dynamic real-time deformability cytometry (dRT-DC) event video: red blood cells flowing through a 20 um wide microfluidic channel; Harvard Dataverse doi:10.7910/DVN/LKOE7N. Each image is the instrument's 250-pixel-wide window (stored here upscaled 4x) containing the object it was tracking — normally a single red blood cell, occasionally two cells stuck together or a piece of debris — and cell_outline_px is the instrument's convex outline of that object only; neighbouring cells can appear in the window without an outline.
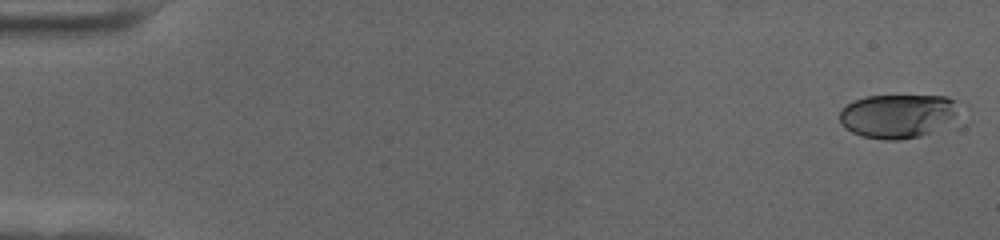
{"species": "human", "species_latin": "Homo sapiens", "temperature_condition": "cold", "stored_images_in_passage": 59, "camera_frame_rate_fps": 3000, "um_per_image_px": 0.085, "donor": {"sex": "female"}, "frame": {"image": 1, "passage_image": 1, "time_ms": 0.0, "image_size_px": [1000, 240], "cell_outline_px": [[960, 108], [952, 116], [932, 132], [920, 136], [900, 140], [884, 140], [860, 136], [844, 128], [840, 124], [840, 112], [852, 100], [868, 96], [948, 96], [960, 104]], "centroid_in_image_um": [76.24, 9.85], "position_along_channel_um": 8.8, "area_um2": 30.29}}
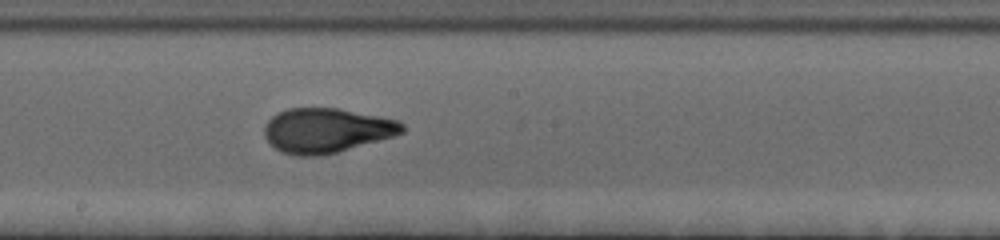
{"frame": {"image": 2, "passage_image": 33, "time_ms": 10.667, "image_size_px": [1000, 240], "cell_outline_px": [[404, 132], [392, 136], [324, 156], [296, 156], [280, 152], [264, 136], [264, 124], [276, 112], [288, 108], [340, 108], [400, 120], [404, 124]], "centroid_in_image_um": [27.74, 11.08], "position_along_channel_um": 220.5, "area_um2": 36.07}}
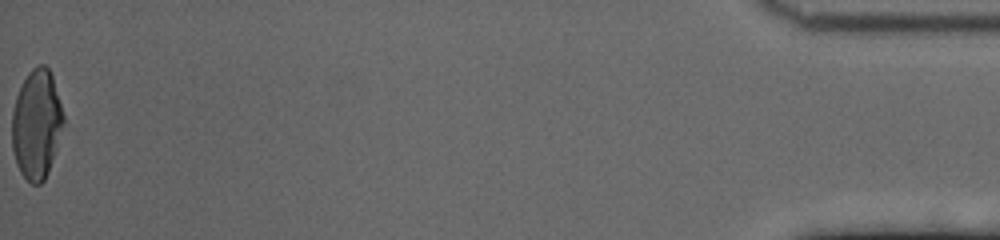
{"frame": {"image": 3, "passage_image": 59, "time_ms": 19.333, "image_size_px": [1000, 240], "cell_outline_px": [[64, 124], [48, 172], [44, 180], [40, 184], [32, 184], [20, 172], [16, 164], [12, 148], [12, 112], [16, 96], [28, 72], [36, 64], [44, 64], [48, 68], [52, 76], [64, 116]], "centroid_in_image_um": [3.1, 10.56], "position_along_channel_um": 432.1, "area_um2": 32.66}, "authors_computed_cell_mechanics": {"area_um2": 34.2176, "velocity_mm_per_s": 3.4963, "shape_relaxation_time_tau1_ms": 4.5766, "shape_relaxation_time_tau2_ms": 0.8991, "deformation_change_tau1": 0.1887, "deformation_change_tau2": 0.067}}